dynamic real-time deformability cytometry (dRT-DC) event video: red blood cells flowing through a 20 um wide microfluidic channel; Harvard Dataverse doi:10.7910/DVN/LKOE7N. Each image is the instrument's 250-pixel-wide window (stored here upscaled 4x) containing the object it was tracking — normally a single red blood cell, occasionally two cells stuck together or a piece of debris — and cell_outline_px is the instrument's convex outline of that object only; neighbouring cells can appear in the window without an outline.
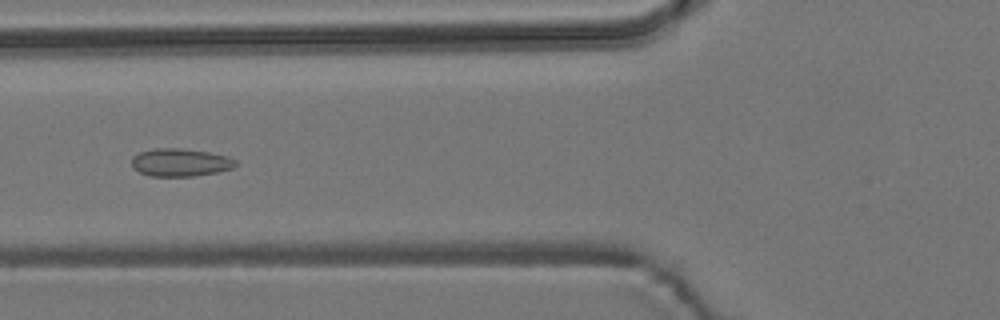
{"species": "common noctule bat (a hibernating species)", "species_latin": "Nyctalus noctula", "temperature_condition": "room temperature", "stored_images_in_passage": 6, "camera_frame_rate_fps": 3000, "um_per_image_px": 0.085, "animal": {"sex": "male", "body_mass_g": 19.2, "forearm_length_mm": 51.8}, "frame": {"image": 1, "passage_image": 6, "time_ms": 5.667, "image_size_px": [1000, 320], "cell_outline_px": [[236, 164], [232, 168], [216, 172], [192, 176], [152, 176], [140, 172], [132, 168], [132, 156], [140, 152], [152, 148], [180, 148], [208, 152], [228, 156], [236, 160]], "centroid_in_image_um": [15.3, 13.8], "position_along_channel_um": 110.5, "area_um2": 16.82}}